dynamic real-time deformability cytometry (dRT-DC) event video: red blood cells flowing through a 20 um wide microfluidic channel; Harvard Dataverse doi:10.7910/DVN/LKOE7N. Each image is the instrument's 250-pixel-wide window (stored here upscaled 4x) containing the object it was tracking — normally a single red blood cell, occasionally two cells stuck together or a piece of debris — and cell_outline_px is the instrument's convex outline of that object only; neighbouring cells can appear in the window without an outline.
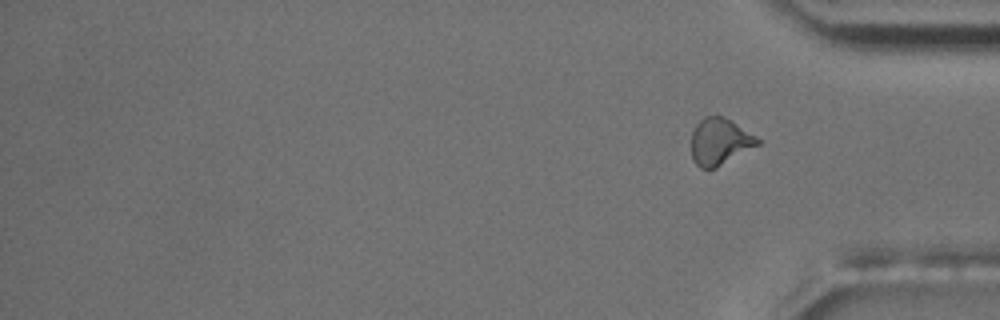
{"species": "common noctule bat (a hibernating species)", "species_latin": "Nyctalus noctula", "temperature_condition": "room temperature", "stored_images_in_passage": 18, "camera_frame_rate_fps": 3000, "um_per_image_px": 0.085, "animal": {"sex": "male", "body_mass_g": 17.5, "forearm_length_mm": 52.3}, "frame": {"image": 1, "passage_image": 18, "time_ms": 19.667, "image_size_px": [1000, 320], "cell_outline_px": [[760, 144], [716, 168], [700, 168], [692, 160], [692, 132], [696, 124], [704, 116], [724, 116], [732, 120], [756, 136], [760, 140]], "centroid_in_image_um": [61.18, 12.02], "position_along_channel_um": 374.0, "area_um2": 18.09}, "authors_computed_cell_mechanics": {"area_um2": 21.6461, "velocity_mm_per_s": 3.4506, "shape_relaxation_time_tau1_ms": 6.4329, "shape_relaxation_time_tau2_ms": 2.4805, "deformation_change_tau1": 0.1457, "deformation_change_tau2": 0.071}}